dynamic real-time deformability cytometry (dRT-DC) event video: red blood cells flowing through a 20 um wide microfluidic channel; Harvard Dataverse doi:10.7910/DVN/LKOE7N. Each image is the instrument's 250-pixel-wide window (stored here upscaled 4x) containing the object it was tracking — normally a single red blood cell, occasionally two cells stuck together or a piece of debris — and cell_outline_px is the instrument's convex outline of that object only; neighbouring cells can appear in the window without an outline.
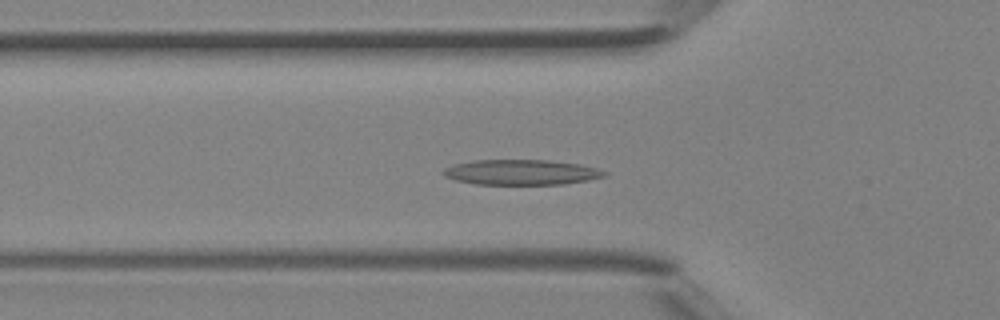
{"species": "Egyptian fruit bat (a non-hibernating species)", "species_latin": "Rousettus aegyptiacus", "temperature_condition": "room temperature", "stored_images_in_passage": 37, "camera_frame_rate_fps": 3000, "um_per_image_px": 0.085, "animal": {"sex": "female"}, "frame": {"image": 1, "passage_image": 9, "time_ms": 2.667, "image_size_px": [1000, 320], "cell_outline_px": [[608, 176], [588, 180], [564, 184], [476, 184], [456, 180], [444, 176], [440, 172], [444, 168], [452, 164], [476, 160], [548, 160], [580, 164], [596, 168], [608, 172]], "centroid_in_image_um": [44.31, 14.64], "position_along_channel_um": 81.5, "area_um2": 23.81}}
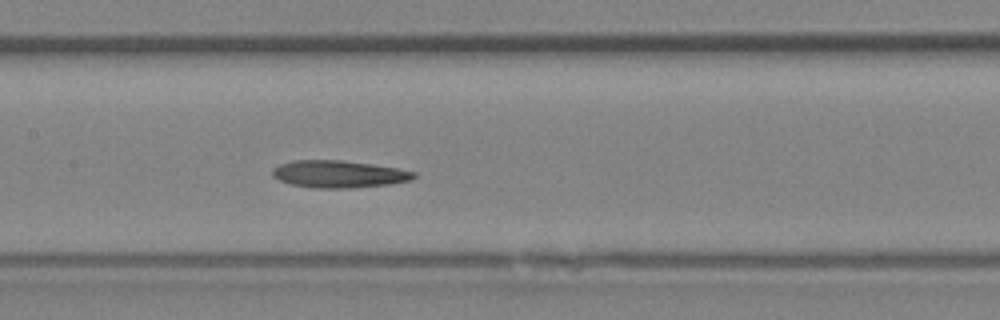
{"frame": {"image": 2, "passage_image": 15, "time_ms": 4.667, "image_size_px": [1000, 320], "cell_outline_px": [[416, 176], [412, 180], [388, 184], [352, 188], [312, 188], [292, 184], [280, 180], [272, 176], [272, 168], [280, 164], [292, 160], [340, 160], [372, 164], [396, 168], [416, 172]], "centroid_in_image_um": [28.78, 14.79], "position_along_channel_um": 178.6, "area_um2": 22.43}}
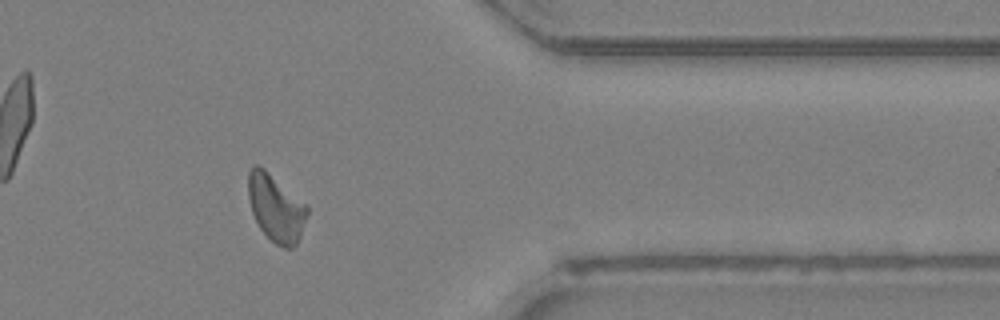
{"frame": {"image": 3, "passage_image": 29, "time_ms": 9.333, "image_size_px": [1000, 320], "cell_outline_px": [[308, 212], [300, 236], [296, 244], [292, 248], [284, 248], [276, 244], [260, 228], [252, 212], [248, 196], [248, 172], [252, 164], [256, 164], [264, 168], [308, 204]], "centroid_in_image_um": [23.46, 17.64], "position_along_channel_um": 387.9, "area_um2": 23.12}}